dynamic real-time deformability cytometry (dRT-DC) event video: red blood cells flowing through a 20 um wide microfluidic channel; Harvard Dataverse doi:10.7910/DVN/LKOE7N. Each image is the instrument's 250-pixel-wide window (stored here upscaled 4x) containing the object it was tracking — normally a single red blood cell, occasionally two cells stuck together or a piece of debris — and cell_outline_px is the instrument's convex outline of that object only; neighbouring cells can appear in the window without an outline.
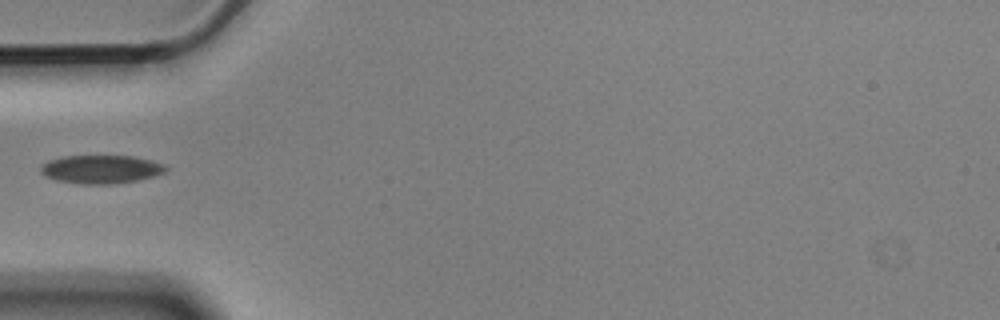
{"species": "Egyptian fruit bat (a non-hibernating species)", "species_latin": "Rousettus aegyptiacus", "temperature_condition": "cold", "stored_images_in_passage": 4, "camera_frame_rate_fps": 3000, "um_per_image_px": 0.085, "animal": {"sex": "male"}, "frame": {"image": 1, "passage_image": 1, "time_ms": 0.0, "image_size_px": [1000, 320], "cell_outline_px": [[168, 168], [164, 172], [156, 176], [136, 180], [108, 184], [84, 184], [56, 180], [44, 176], [40, 172], [40, 164], [48, 160], [60, 156], [132, 156], [164, 164]], "centroid_in_image_um": [8.53, 14.38], "position_along_channel_um": 76.5, "area_um2": 20.69}}
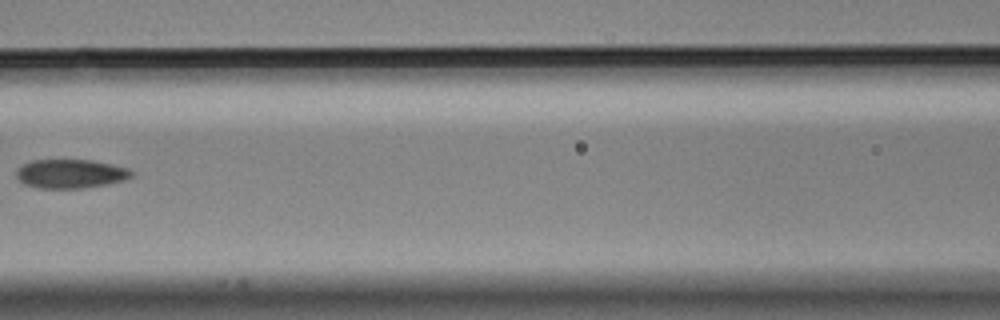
{"frame": {"image": 2, "passage_image": 3, "time_ms": 0.667, "image_size_px": [1000, 320], "cell_outline_px": [[136, 172], [132, 176], [124, 180], [84, 188], [40, 188], [24, 184], [16, 176], [16, 172], [24, 164], [32, 160], [92, 160], [112, 164], [128, 168]], "centroid_in_image_um": [6.03, 14.76], "position_along_channel_um": 160.6, "area_um2": 19.31}}
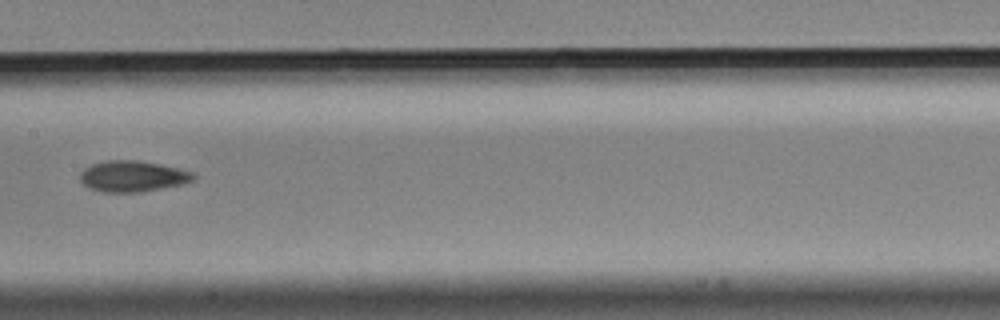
{"frame": {"image": 3, "passage_image": 4, "time_ms": 1.0, "image_size_px": [1000, 320], "cell_outline_px": [[196, 176], [192, 180], [180, 184], [140, 192], [104, 192], [88, 188], [80, 180], [80, 172], [84, 168], [92, 164], [108, 160], [136, 160], [160, 164], [192, 172]], "centroid_in_image_um": [11.22, 14.98], "position_along_channel_um": 196.2, "area_um2": 20.23}}